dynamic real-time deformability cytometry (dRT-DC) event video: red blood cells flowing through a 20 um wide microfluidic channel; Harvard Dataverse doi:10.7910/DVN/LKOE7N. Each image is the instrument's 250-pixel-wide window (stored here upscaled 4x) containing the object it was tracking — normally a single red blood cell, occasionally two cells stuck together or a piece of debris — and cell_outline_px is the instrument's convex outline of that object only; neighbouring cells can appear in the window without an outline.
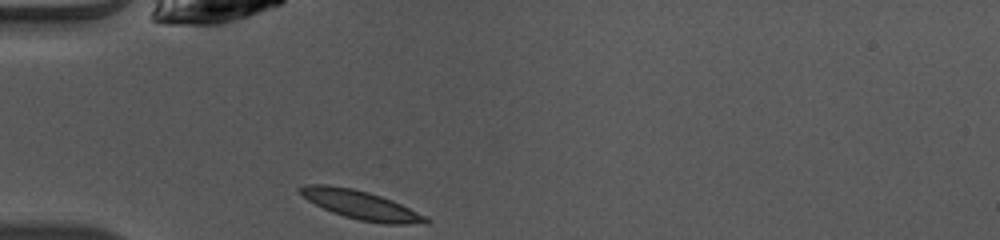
{"species": "common noctule bat (a hibernating species)", "species_latin": "Nyctalus noctula", "temperature_condition": "warm", "stored_images_in_passage": 33, "camera_frame_rate_fps": 3000, "um_per_image_px": 0.085, "animal": {"sex": "female", "body_mass_g": 10.0, "forearm_length_mm": 53.1}, "frame": {"image": 1, "passage_image": 1, "time_ms": 0.0, "image_size_px": [1000, 240], "cell_outline_px": [[432, 220], [408, 224], [384, 224], [360, 220], [344, 216], [332, 212], [308, 200], [296, 188], [304, 184], [328, 184], [352, 188], [368, 192], [392, 200], [428, 216]], "centroid_in_image_um": [30.65, 17.4], "position_along_channel_um": 54.3, "area_um2": 20.87}}
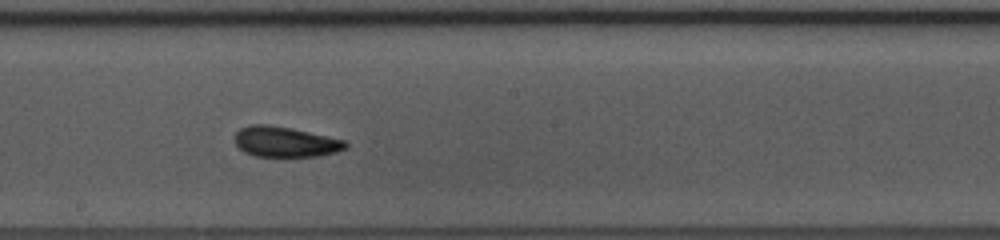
{"frame": {"image": 2, "passage_image": 14, "time_ms": 4.333, "image_size_px": [1000, 240], "cell_outline_px": [[348, 148], [336, 152], [316, 156], [284, 160], [256, 156], [244, 152], [236, 144], [236, 132], [240, 128], [248, 124], [268, 124], [292, 128], [348, 140]], "centroid_in_image_um": [24.29, 12.09], "position_along_channel_um": 223.9, "area_um2": 20.63}}
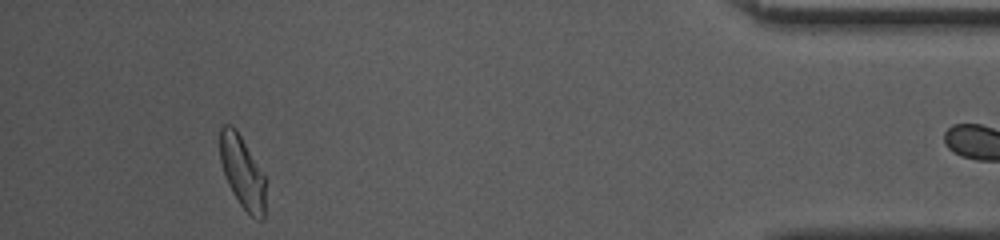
{"frame": {"image": 3, "passage_image": 32, "time_ms": 10.333, "image_size_px": [1000, 240], "cell_outline_px": [[264, 220], [256, 220], [240, 204], [232, 192], [228, 184], [220, 160], [220, 124], [232, 124], [236, 128], [264, 176]], "centroid_in_image_um": [20.57, 14.6], "position_along_channel_um": 414.6, "area_um2": 18.9}}